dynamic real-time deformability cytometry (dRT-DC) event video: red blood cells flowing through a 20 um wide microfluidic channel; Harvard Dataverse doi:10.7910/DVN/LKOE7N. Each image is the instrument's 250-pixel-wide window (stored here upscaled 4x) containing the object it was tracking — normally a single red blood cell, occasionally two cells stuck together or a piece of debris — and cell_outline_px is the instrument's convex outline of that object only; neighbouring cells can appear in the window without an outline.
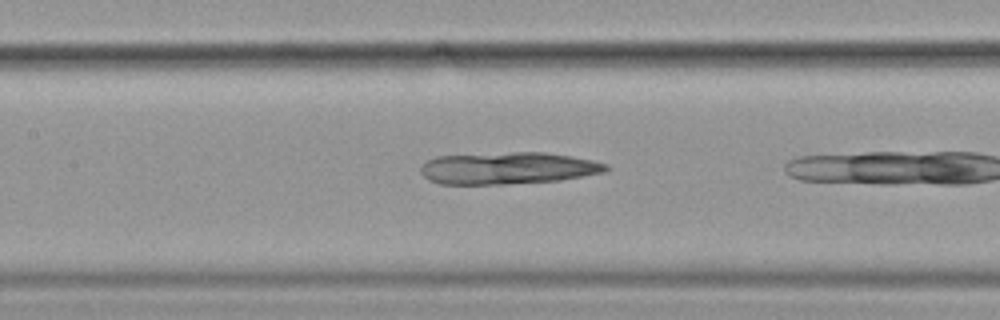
{"species": "common noctule bat (a hibernating species)", "species_latin": "Nyctalus noctula", "temperature_condition": "cold", "stored_images_in_passage": 8, "camera_frame_rate_fps": 3000, "um_per_image_px": 0.085, "animal": {"sex": "female", "body_mass_g": 19.9}, "frame": {"image": 1, "passage_image": 6, "time_ms": 1.667, "image_size_px": [1000, 320], "cell_outline_px": [[608, 168], [604, 172], [556, 180], [504, 184], [440, 184], [428, 180], [420, 172], [420, 168], [428, 160], [436, 156], [512, 152], [544, 152], [572, 156], [592, 160], [608, 164]], "centroid_in_image_um": [43.13, 14.29], "position_along_channel_um": 164.3, "area_um2": 34.33}}